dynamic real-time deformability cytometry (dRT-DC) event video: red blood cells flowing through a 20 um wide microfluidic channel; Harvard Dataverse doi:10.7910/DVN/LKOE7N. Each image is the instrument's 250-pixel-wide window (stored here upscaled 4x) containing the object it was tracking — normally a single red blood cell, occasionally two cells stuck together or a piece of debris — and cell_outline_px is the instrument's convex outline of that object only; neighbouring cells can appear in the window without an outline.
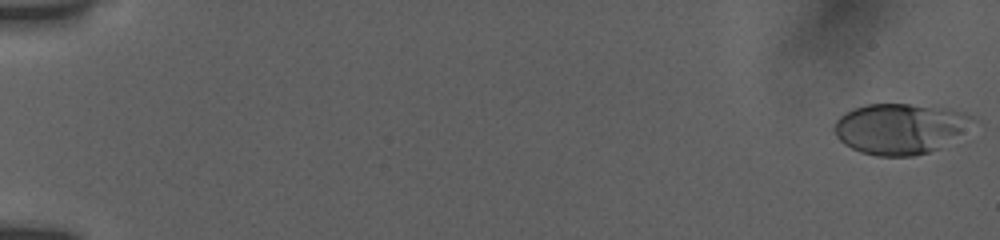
{"species": "human", "species_latin": "Homo sapiens", "temperature_condition": "room temperature", "stored_images_in_passage": 55, "camera_frame_rate_fps": 3000, "um_per_image_px": 0.085, "donor": {"sex": "female"}, "frame": {"image": 1, "passage_image": 1, "time_ms": 0.0, "image_size_px": [1000, 240], "cell_outline_px": [[984, 124], [928, 152], [912, 156], [876, 156], [860, 152], [844, 144], [836, 136], [832, 128], [836, 120], [840, 116], [852, 108], [868, 104], [908, 104], [952, 108], [964, 112], [980, 120]], "centroid_in_image_um": [76.62, 10.91], "position_along_channel_um": 8.4, "area_um2": 41.85}}
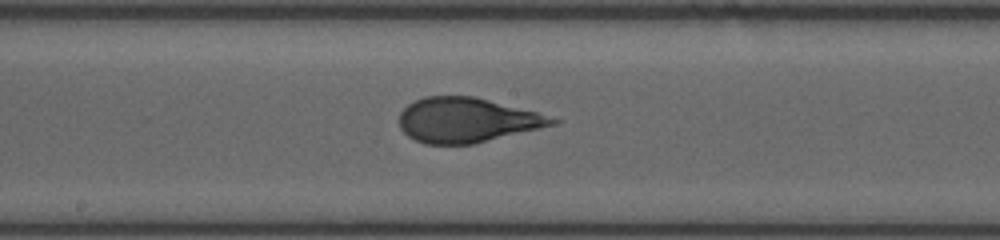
{"frame": {"image": 2, "passage_image": 31, "time_ms": 10.0, "image_size_px": [1000, 240], "cell_outline_px": [[564, 120], [556, 124], [472, 144], [424, 144], [408, 136], [400, 128], [400, 112], [408, 104], [424, 96], [472, 96], [536, 112]], "centroid_in_image_um": [39.67, 10.21], "position_along_channel_um": 208.5, "area_um2": 39.48}}
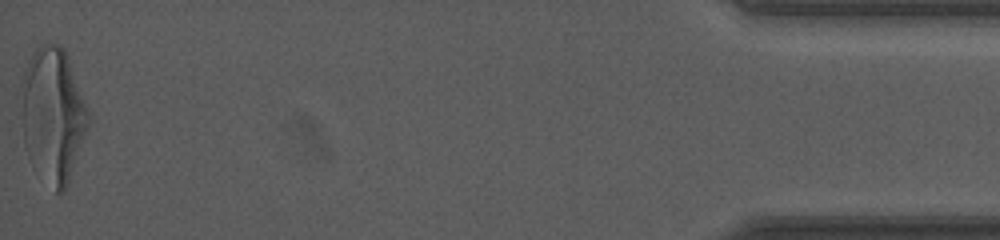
{"frame": {"image": 3, "passage_image": 55, "time_ms": 18.0, "image_size_px": [1000, 240], "cell_outline_px": [[92, 120], [64, 192], [56, 192], [24, 144], [20, 116], [24, 72], [28, 60], [36, 48], [40, 44], [60, 44], [64, 48], [68, 56], [92, 116]], "centroid_in_image_um": [4.55, 9.66], "position_along_channel_um": 430.7, "area_um2": 52.08}, "authors_computed_cell_mechanics": {"area_um2": 39.9976, "velocity_mm_per_s": 3.8362, "shape_relaxation_time_tau1_ms": 5.2155, "shape_relaxation_time_tau2_ms": 0.7054, "deformation_change_tau1": 0.1823, "deformation_change_tau2": 0.0876}}